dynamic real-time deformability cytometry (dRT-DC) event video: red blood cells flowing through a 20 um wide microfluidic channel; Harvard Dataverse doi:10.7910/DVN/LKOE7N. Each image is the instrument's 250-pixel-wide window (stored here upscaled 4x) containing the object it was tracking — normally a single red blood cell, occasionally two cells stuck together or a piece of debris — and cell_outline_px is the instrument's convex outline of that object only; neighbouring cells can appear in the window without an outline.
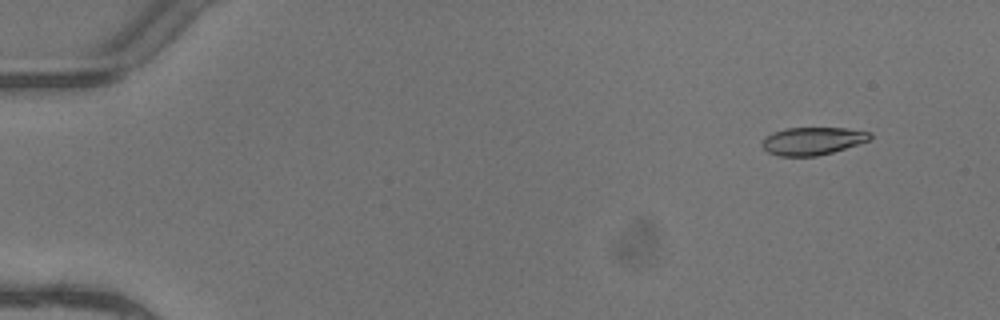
{"species": "common noctule bat (a hibernating species)", "species_latin": "Nyctalus noctula", "temperature_condition": "warm", "stored_images_in_passage": 5, "camera_frame_rate_fps": 3000, "um_per_image_px": 0.085, "animal": {"sex": "female"}, "frame": {"image": 1, "passage_image": 2, "time_ms": 0.333, "image_size_px": [1000, 320], "cell_outline_px": [[872, 140], [832, 152], [816, 156], [780, 156], [768, 152], [760, 144], [764, 136], [772, 132], [784, 128], [844, 128], [872, 132]], "centroid_in_image_um": [69.06, 11.97], "position_along_channel_um": 15.9, "area_um2": 17.63}}
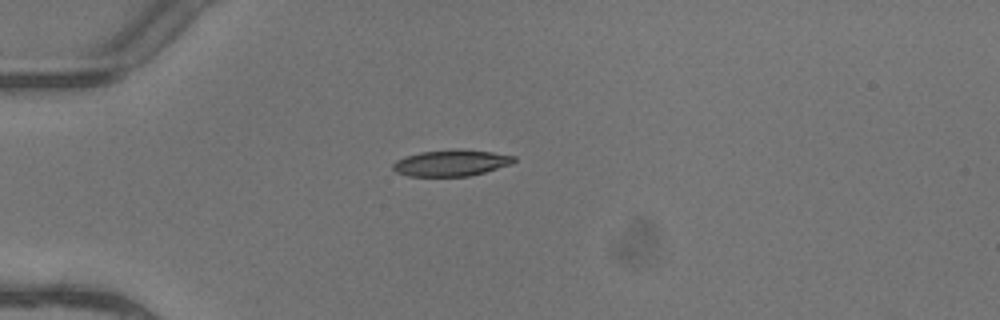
{"frame": {"image": 2, "passage_image": 5, "time_ms": 1.333, "image_size_px": [1000, 320], "cell_outline_px": [[516, 160], [512, 164], [484, 172], [468, 176], [408, 176], [396, 172], [392, 168], [392, 164], [396, 160], [404, 156], [420, 152], [460, 148], [492, 152], [516, 156]], "centroid_in_image_um": [38.35, 13.84], "position_along_channel_um": 46.7, "area_um2": 18.73}}